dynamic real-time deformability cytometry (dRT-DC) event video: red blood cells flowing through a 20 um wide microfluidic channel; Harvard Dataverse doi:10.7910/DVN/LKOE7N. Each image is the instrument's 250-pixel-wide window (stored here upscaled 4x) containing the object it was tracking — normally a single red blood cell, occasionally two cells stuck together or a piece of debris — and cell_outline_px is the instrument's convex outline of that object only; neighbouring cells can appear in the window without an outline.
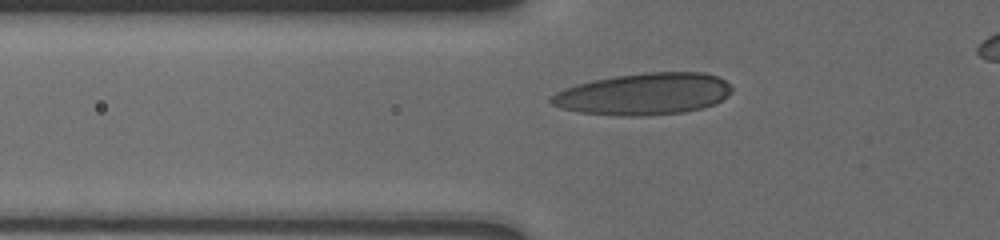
{"species": "human", "species_latin": "Homo sapiens", "temperature_condition": "cold", "stored_images_in_passage": 9, "camera_frame_rate_fps": 3000, "um_per_image_px": 0.085, "donor": {"sex": "male"}, "frame": {"image": 1, "passage_image": 3, "time_ms": 1.0, "image_size_px": [1000, 240], "cell_outline_px": [[732, 92], [728, 96], [712, 104], [700, 108], [684, 112], [644, 116], [620, 116], [580, 112], [564, 108], [552, 104], [548, 100], [556, 92], [564, 88], [576, 84], [592, 80], [612, 76], [644, 72], [704, 72], [716, 76], [732, 84]], "centroid_in_image_um": [54.73, 7.98], "position_along_channel_um": 71.1, "area_um2": 44.1}}
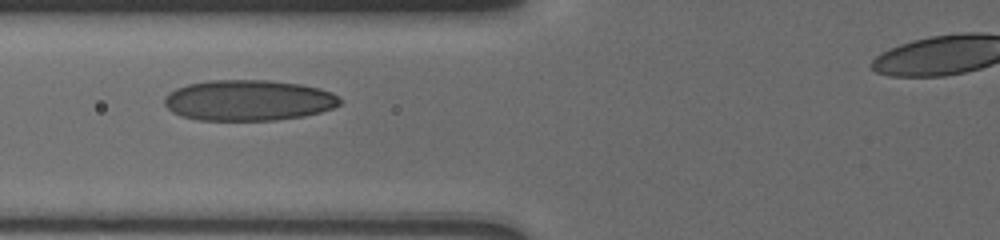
{"frame": {"image": 2, "passage_image": 6, "time_ms": 2.0, "image_size_px": [1000, 240], "cell_outline_px": [[340, 104], [332, 108], [320, 112], [304, 116], [276, 120], [200, 120], [180, 116], [172, 112], [164, 104], [164, 96], [168, 92], [176, 88], [188, 84], [208, 80], [268, 80], [300, 84], [320, 88], [332, 92], [340, 100]], "centroid_in_image_um": [21.09, 8.52], "position_along_channel_um": 104.7, "area_um2": 41.85}}
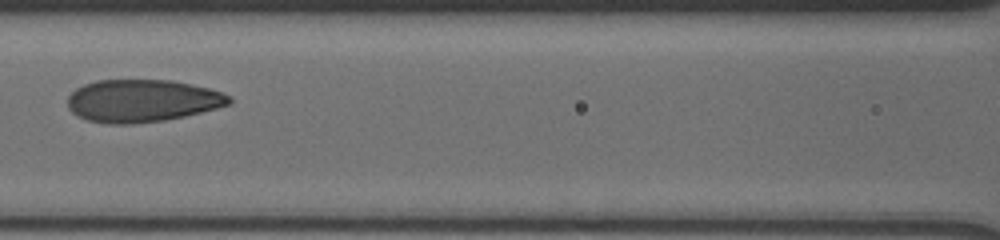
{"frame": {"image": 3, "passage_image": 8, "time_ms": 3.333, "image_size_px": [1000, 240], "cell_outline_px": [[232, 104], [184, 116], [164, 120], [132, 124], [108, 124], [88, 120], [76, 116], [68, 108], [68, 96], [76, 88], [84, 84], [96, 80], [172, 80], [208, 88], [232, 96]], "centroid_in_image_um": [12.07, 8.57], "position_along_channel_um": 154.5, "area_um2": 40.11}}